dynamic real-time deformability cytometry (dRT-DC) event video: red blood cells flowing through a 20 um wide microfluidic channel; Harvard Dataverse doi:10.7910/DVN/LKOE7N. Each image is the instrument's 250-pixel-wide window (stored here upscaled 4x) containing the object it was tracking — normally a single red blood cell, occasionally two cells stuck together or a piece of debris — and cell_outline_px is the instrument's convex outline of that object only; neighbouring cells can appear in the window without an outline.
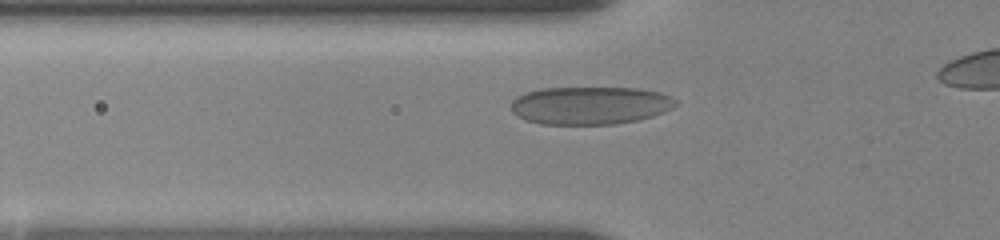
{"species": "human", "species_latin": "Homo sapiens", "temperature_condition": "room temperature", "stored_images_in_passage": 4, "camera_frame_rate_fps": 3000, "um_per_image_px": 0.085, "donor": {"sex": "female"}, "frame": {"image": 1, "passage_image": 2, "time_ms": 0.667, "image_size_px": [1000, 240], "cell_outline_px": [[676, 104], [672, 108], [664, 112], [652, 116], [636, 120], [616, 124], [540, 124], [524, 120], [516, 116], [512, 112], [508, 104], [516, 96], [528, 92], [544, 88], [636, 88], [660, 92], [672, 96], [676, 100]], "centroid_in_image_um": [50.12, 8.96], "position_along_channel_um": 75.7, "area_um2": 36.59}}
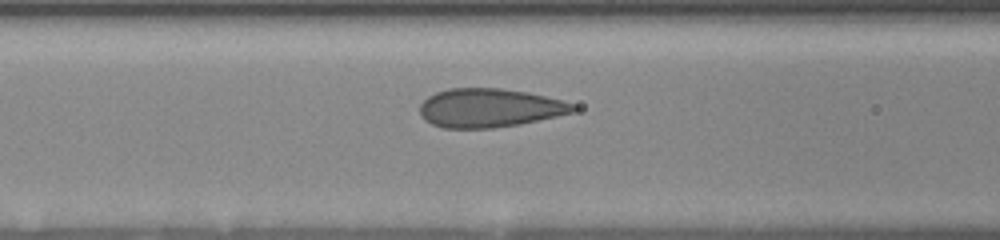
{"frame": {"image": 2, "passage_image": 4, "time_ms": 2.0, "image_size_px": [1000, 240], "cell_outline_px": [[580, 108], [576, 112], [520, 124], [492, 128], [444, 128], [432, 124], [424, 120], [420, 112], [420, 104], [428, 96], [436, 92], [448, 88], [500, 88], [528, 92], [576, 104]], "centroid_in_image_um": [41.63, 9.17], "position_along_channel_um": 125.0, "area_um2": 34.8}}